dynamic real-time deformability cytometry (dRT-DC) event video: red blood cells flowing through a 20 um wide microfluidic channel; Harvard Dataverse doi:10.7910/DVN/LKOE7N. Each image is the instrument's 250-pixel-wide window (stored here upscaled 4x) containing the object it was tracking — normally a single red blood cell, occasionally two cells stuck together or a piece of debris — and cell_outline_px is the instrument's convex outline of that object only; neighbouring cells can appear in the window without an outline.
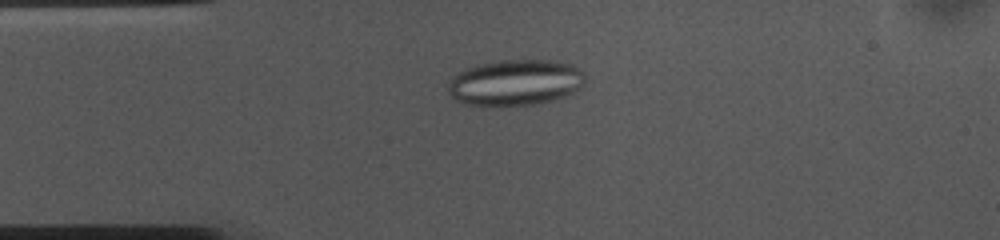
{"species": "common noctule bat (a hibernating species)", "species_latin": "Nyctalus noctula", "temperature_condition": "cold", "stored_images_in_passage": 52, "camera_frame_rate_fps": 3000, "um_per_image_px": 0.085, "animal": {"sex": "female", "body_mass_g": 10.0, "forearm_length_mm": 53.1}, "frame": {"image": 1, "passage_image": 11, "time_ms": 3.333, "image_size_px": [1000, 240], "cell_outline_px": [[584, 84], [572, 96], [536, 104], [464, 104], [456, 100], [448, 92], [448, 84], [460, 72], [476, 64], [500, 60], [552, 60], [572, 64], [580, 68], [584, 72]], "centroid_in_image_um": [43.89, 7.0], "position_along_channel_um": 41.1, "area_um2": 36.65}}
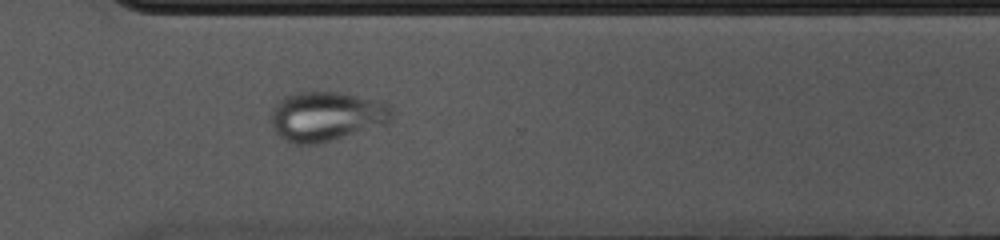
{"frame": {"image": 2, "passage_image": 37, "time_ms": 12.0, "image_size_px": [1000, 240], "cell_outline_px": [[392, 120], [388, 124], [320, 144], [292, 144], [284, 140], [276, 132], [272, 124], [272, 108], [284, 96], [296, 92], [340, 92], [384, 104], [392, 112]], "centroid_in_image_um": [27.7, 9.92], "position_along_channel_um": 342.9, "area_um2": 34.62}}
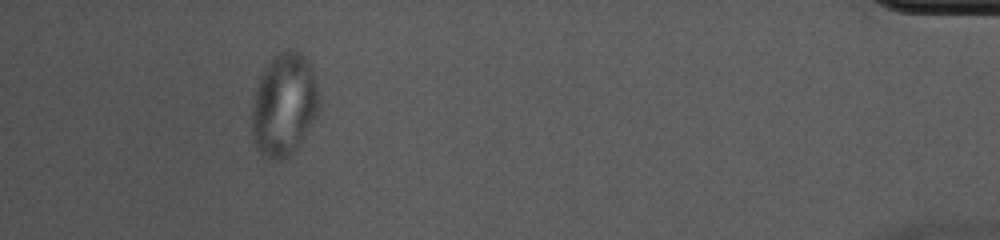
{"frame": {"image": 3, "passage_image": 48, "time_ms": 15.667, "image_size_px": [1000, 240], "cell_outline_px": [[320, 108], [316, 116], [292, 156], [284, 160], [276, 160], [260, 152], [256, 148], [252, 140], [252, 96], [256, 84], [264, 68], [272, 56], [288, 48], [300, 52], [308, 60], [312, 68], [316, 80], [320, 100]], "centroid_in_image_um": [24.14, 8.88], "position_along_channel_um": 411.1, "area_um2": 40.98}}